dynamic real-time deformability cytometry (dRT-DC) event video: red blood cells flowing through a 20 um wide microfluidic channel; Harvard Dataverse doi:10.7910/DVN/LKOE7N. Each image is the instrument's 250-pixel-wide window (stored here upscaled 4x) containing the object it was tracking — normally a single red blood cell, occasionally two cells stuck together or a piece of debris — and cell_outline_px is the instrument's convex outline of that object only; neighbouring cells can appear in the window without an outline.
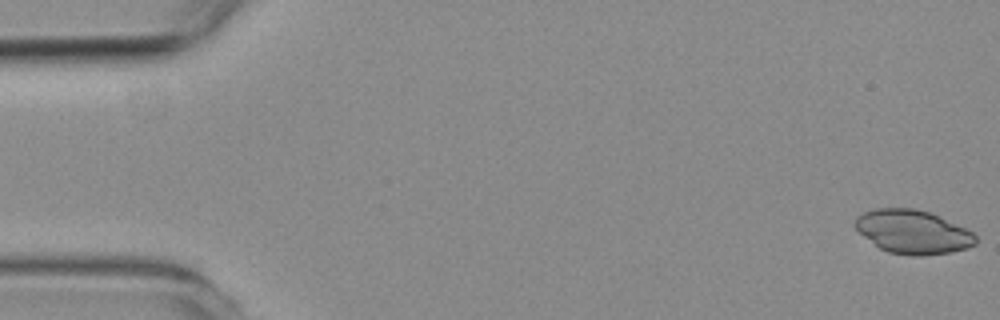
{"species": "common noctule bat (a hibernating species)", "species_latin": "Nyctalus noctula", "temperature_condition": "room temperature", "stored_images_in_passage": 54, "segment_of_instrument_passage": [1, 2], "camera_frame_rate_fps": 3000, "um_per_image_px": 0.085, "animal": {"sex": "female", "body_mass_g": 19.3, "forearm_length_mm": 54.1}, "frame": {"image": 1, "passage_image": 1, "time_ms": 0.0, "image_size_px": [1000, 320], "cell_outline_px": [[976, 244], [968, 248], [948, 252], [924, 256], [916, 256], [888, 252], [880, 248], [864, 236], [852, 224], [856, 216], [864, 212], [876, 208], [912, 208], [928, 212], [964, 228], [972, 232], [976, 236]], "centroid_in_image_um": [77.56, 19.71], "position_along_channel_um": 7.4, "area_um2": 30.35}}